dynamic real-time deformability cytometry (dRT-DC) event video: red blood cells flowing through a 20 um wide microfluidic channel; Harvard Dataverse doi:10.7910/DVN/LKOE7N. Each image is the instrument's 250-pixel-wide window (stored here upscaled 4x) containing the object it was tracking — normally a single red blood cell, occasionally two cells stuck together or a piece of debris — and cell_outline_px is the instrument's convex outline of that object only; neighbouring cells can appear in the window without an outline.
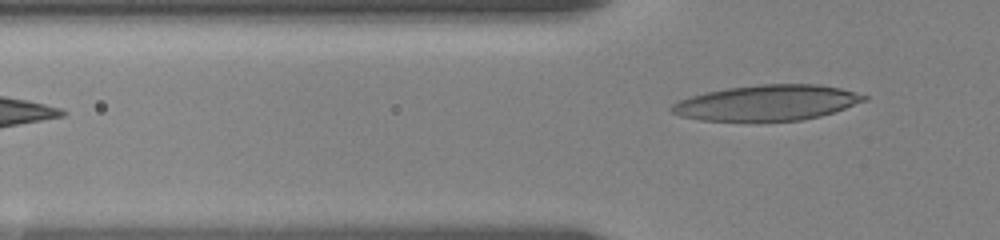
{"species": "human", "species_latin": "Homo sapiens", "temperature_condition": "room temperature", "stored_images_in_passage": 9, "segment_of_instrument_passage": [2, 2], "camera_frame_rate_fps": 3000, "um_per_image_px": 0.085, "donor": {"sex": "female"}, "frame": {"image": 1, "passage_image": 9, "time_ms": 5.667, "image_size_px": [1000, 240], "cell_outline_px": [[868, 100], [820, 116], [800, 120], [700, 120], [680, 116], [672, 112], [668, 108], [672, 104], [680, 100], [692, 96], [708, 92], [728, 88], [760, 84], [816, 84], [840, 88], [868, 96]], "centroid_in_image_um": [65.2, 8.73], "position_along_channel_um": 60.6, "area_um2": 39.3}}